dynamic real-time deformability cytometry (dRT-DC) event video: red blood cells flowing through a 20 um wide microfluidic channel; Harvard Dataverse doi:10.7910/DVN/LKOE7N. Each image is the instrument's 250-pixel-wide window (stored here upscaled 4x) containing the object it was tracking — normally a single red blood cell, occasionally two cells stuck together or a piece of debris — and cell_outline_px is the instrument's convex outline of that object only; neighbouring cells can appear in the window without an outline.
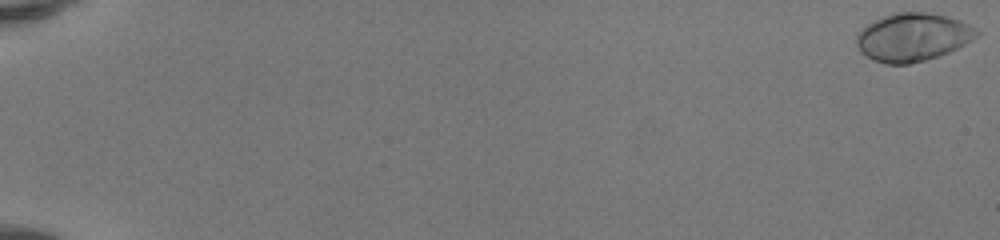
{"species": "human", "species_latin": "Homo sapiens", "temperature_condition": "room temperature", "stored_images_in_passage": 53, "camera_frame_rate_fps": 3000, "um_per_image_px": 0.085, "donor": {"sex": "female"}, "frame": {"image": 1, "passage_image": 1, "time_ms": 0.0, "image_size_px": [1000, 240], "cell_outline_px": [[980, 36], [948, 52], [924, 60], [908, 64], [884, 64], [872, 60], [860, 52], [856, 44], [856, 32], [868, 24], [892, 12], [924, 12], [948, 16], [960, 20], [976, 28], [980, 32]], "centroid_in_image_um": [77.56, 3.15], "position_along_channel_um": 7.4, "area_um2": 33.81}}
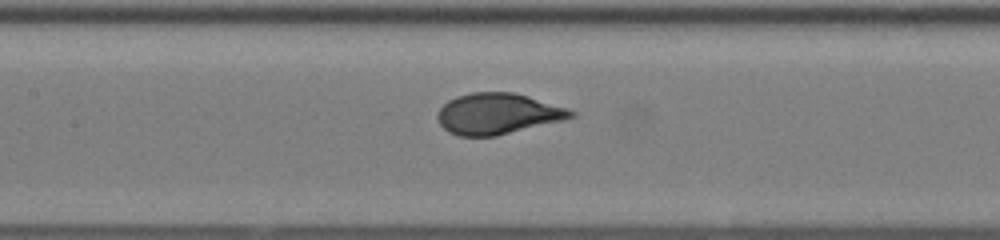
{"frame": {"image": 2, "passage_image": 28, "time_ms": 9.0, "image_size_px": [1000, 240], "cell_outline_px": [[576, 116], [564, 120], [496, 136], [460, 136], [448, 132], [440, 124], [436, 116], [436, 112], [448, 100], [456, 96], [472, 92], [512, 92], [528, 96], [568, 108], [576, 112]], "centroid_in_image_um": [42.3, 9.67], "position_along_channel_um": 165.1, "area_um2": 31.96}}
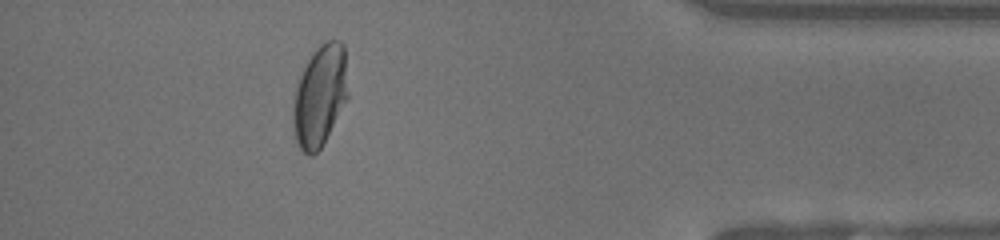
{"frame": {"image": 3, "passage_image": 48, "time_ms": 15.667, "image_size_px": [1000, 240], "cell_outline_px": [[348, 100], [320, 148], [312, 156], [308, 156], [300, 148], [296, 140], [292, 124], [292, 108], [296, 84], [312, 52], [320, 44], [328, 40], [340, 40], [344, 44], [348, 92]], "centroid_in_image_um": [27.19, 8.14], "position_along_channel_um": 408.0, "area_um2": 32.66}, "authors_computed_cell_mechanics": {"area_um2": 31.79, "velocity_mm_per_s": 4.1416, "shape_relaxation_time_tau1_ms": 3.5048, "shape_relaxation_time_tau2_ms": null, "deformation_change_tau1": 0.2002, "deformation_change_tau2": null}}